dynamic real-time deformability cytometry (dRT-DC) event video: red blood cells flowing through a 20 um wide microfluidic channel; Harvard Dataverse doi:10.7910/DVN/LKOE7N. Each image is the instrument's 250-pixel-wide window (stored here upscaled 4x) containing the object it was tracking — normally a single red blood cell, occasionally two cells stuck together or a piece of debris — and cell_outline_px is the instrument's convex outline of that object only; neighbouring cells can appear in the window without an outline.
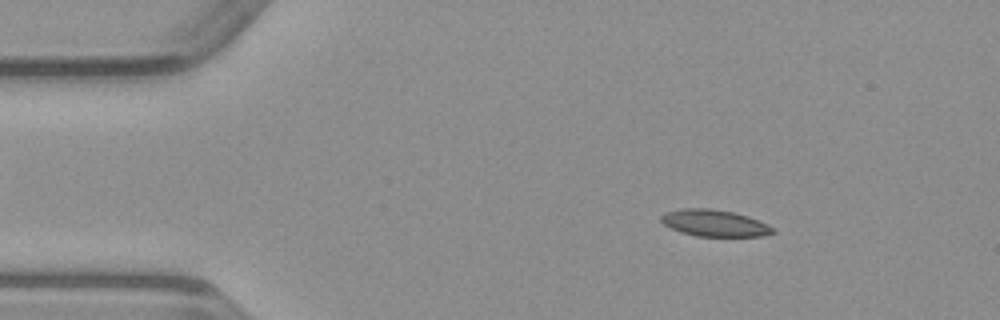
{"species": "common noctule bat (a hibernating species)", "species_latin": "Nyctalus noctula", "temperature_condition": "warm", "stored_images_in_passage": 43, "camera_frame_rate_fps": 3000, "um_per_image_px": 0.085, "animal": {"sex": "male", "body_mass_g": 23.1, "forearm_length_mm": 52.7}, "frame": {"image": 1, "passage_image": 1, "time_ms": 0.0, "image_size_px": [1000, 320], "cell_outline_px": [[776, 232], [764, 236], [696, 236], [680, 232], [664, 224], [660, 220], [660, 216], [664, 212], [680, 208], [708, 208], [732, 212], [748, 216], [768, 224]], "centroid_in_image_um": [60.71, 18.96], "position_along_channel_um": 24.3, "area_um2": 17.4}}
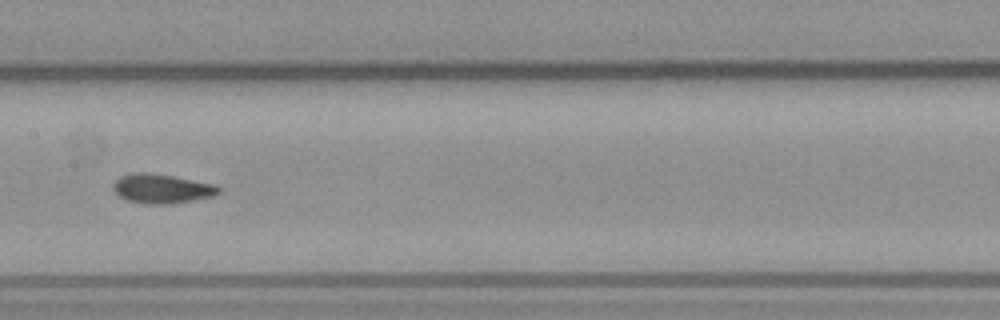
{"frame": {"image": 2, "passage_image": 18, "time_ms": 5.667, "image_size_px": [1000, 320], "cell_outline_px": [[220, 192], [212, 196], [172, 204], [144, 204], [128, 200], [120, 196], [112, 188], [112, 184], [120, 176], [132, 172], [152, 172], [216, 184], [220, 188]], "centroid_in_image_um": [13.74, 16.02], "position_along_channel_um": 193.7, "area_um2": 18.15}}
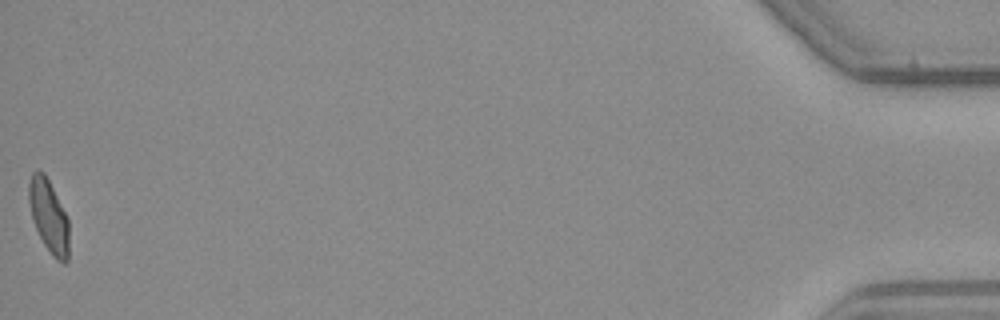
{"frame": {"image": 3, "passage_image": 43, "time_ms": 14.0, "image_size_px": [1000, 320], "cell_outline_px": [[68, 260], [64, 264], [56, 260], [52, 256], [44, 244], [36, 228], [32, 216], [28, 200], [28, 184], [32, 172], [36, 168], [44, 172], [68, 216]], "centroid_in_image_um": [4.14, 18.34], "position_along_channel_um": 431.1, "area_um2": 17.17}}